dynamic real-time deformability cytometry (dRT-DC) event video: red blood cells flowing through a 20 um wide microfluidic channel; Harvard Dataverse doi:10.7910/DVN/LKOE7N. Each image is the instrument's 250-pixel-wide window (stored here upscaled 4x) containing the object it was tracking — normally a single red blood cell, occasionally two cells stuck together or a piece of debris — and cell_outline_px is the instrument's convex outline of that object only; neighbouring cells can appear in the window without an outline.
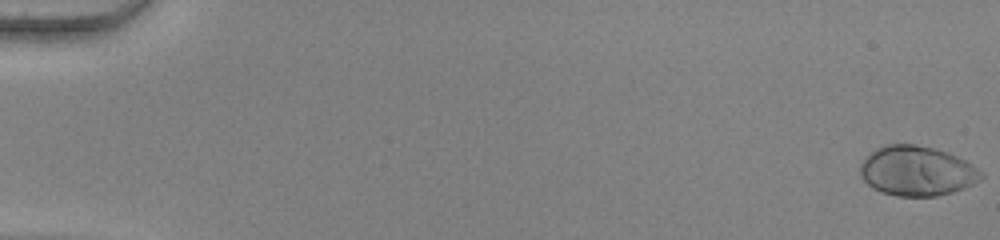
{"species": "human", "species_latin": "Homo sapiens", "temperature_condition": "warm", "stored_images_in_passage": 55, "camera_frame_rate_fps": 3000, "um_per_image_px": 0.085, "donor": {"sex": "female"}, "frame": {"image": 1, "passage_image": 1, "time_ms": 0.0, "image_size_px": [1000, 240], "cell_outline_px": [[984, 176], [980, 180], [964, 188], [952, 192], [936, 196], [896, 196], [880, 192], [872, 188], [860, 176], [860, 164], [864, 156], [876, 148], [884, 144], [916, 144], [936, 148], [948, 152], [972, 164]], "centroid_in_image_um": [77.89, 14.52], "position_along_channel_um": 7.1, "area_um2": 35.37}}
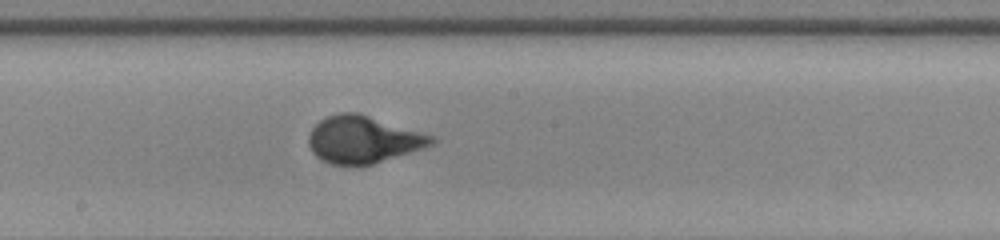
{"frame": {"image": 2, "passage_image": 32, "time_ms": 10.333, "image_size_px": [1000, 240], "cell_outline_px": [[436, 140], [432, 144], [424, 148], [372, 164], [332, 164], [316, 156], [312, 152], [308, 144], [308, 132], [320, 120], [328, 116], [340, 112], [360, 112], [436, 136]], "centroid_in_image_um": [30.89, 11.83], "position_along_channel_um": 217.3, "area_um2": 33.87}}
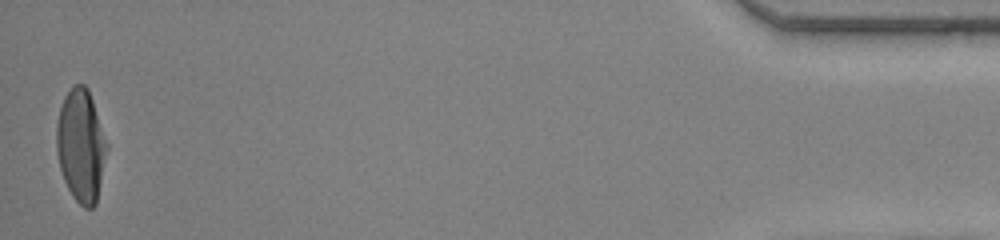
{"frame": {"image": 3, "passage_image": 55, "time_ms": 18.0, "image_size_px": [1000, 240], "cell_outline_px": [[108, 148], [96, 204], [92, 208], [84, 208], [72, 196], [64, 180], [60, 168], [56, 152], [56, 124], [60, 108], [64, 96], [76, 84], [84, 84], [88, 88], [108, 144]], "centroid_in_image_um": [6.88, 12.39], "position_along_channel_um": 428.3, "area_um2": 33.06}, "authors_computed_cell_mechanics": {"area_um2": 33.0616, "velocity_mm_per_s": 3.8276, "shape_relaxation_time_tau1_ms": 4.439, "shape_relaxation_time_tau2_ms": null, "deformation_change_tau1": 0.2508, "deformation_change_tau2": null}}